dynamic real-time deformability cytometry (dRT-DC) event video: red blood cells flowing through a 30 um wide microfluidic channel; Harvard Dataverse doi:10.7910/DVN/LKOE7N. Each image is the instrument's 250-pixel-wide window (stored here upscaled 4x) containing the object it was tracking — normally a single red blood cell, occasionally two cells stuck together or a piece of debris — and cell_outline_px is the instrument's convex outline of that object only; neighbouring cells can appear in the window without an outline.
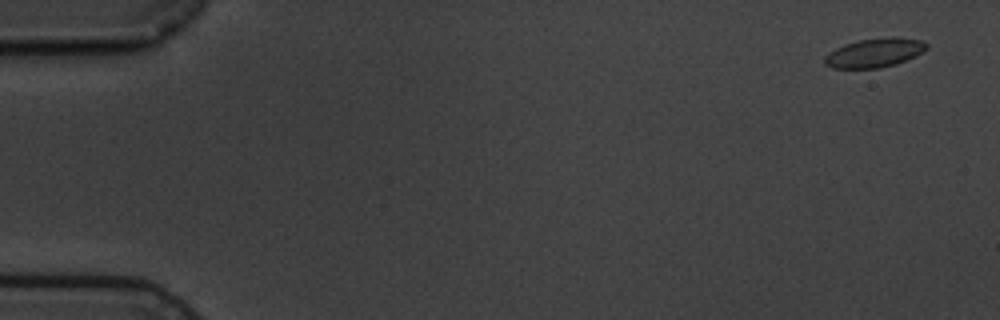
{"species": "common noctule bat (a hibernating species)", "species_latin": "Nyctalus noctula", "temperature_condition": "cold", "stored_images_in_passage": 15, "camera_frame_rate_fps": 3000, "um_per_image_px": 0.085, "animal": {"sex": "male", "body_mass_g": 19.5, "forearm_length_mm": 54.6}, "frame": {"image": 1, "passage_image": 1, "time_ms": 0.0, "image_size_px": [1000, 320], "cell_outline_px": [[928, 48], [916, 56], [896, 64], [880, 68], [832, 68], [824, 64], [824, 56], [828, 52], [844, 44], [856, 40], [892, 36], [924, 40], [928, 44]], "centroid_in_image_um": [74.34, 4.47], "position_along_channel_um": 10.7, "area_um2": 17.57}}
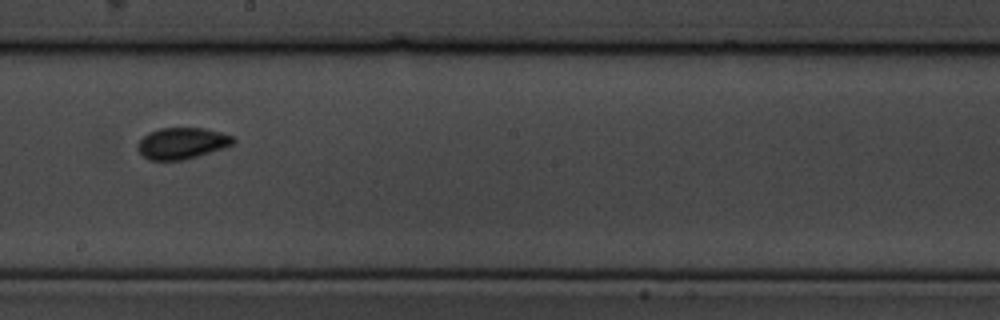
{"frame": {"image": 2, "passage_image": 9, "time_ms": 10.0, "image_size_px": [1000, 320], "cell_outline_px": [[236, 140], [232, 144], [184, 160], [148, 160], [136, 148], [136, 144], [148, 132], [160, 128], [204, 128], [220, 132], [232, 136]], "centroid_in_image_um": [15.41, 12.17], "position_along_channel_um": 232.8, "area_um2": 17.22}}
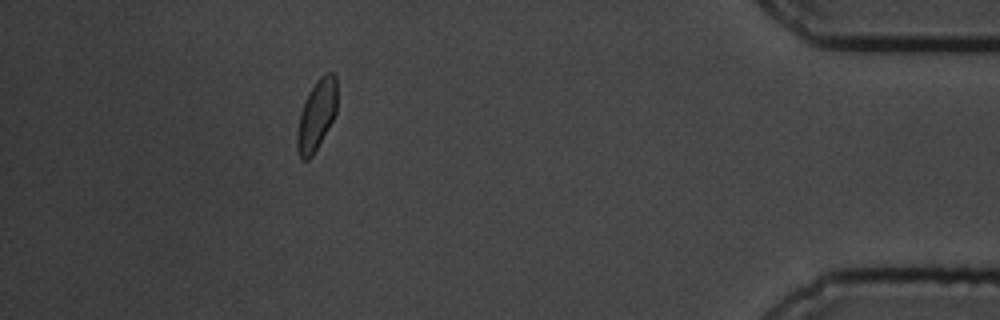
{"frame": {"image": 3, "passage_image": 14, "time_ms": 16.333, "image_size_px": [1000, 320], "cell_outline_px": [[336, 112], [328, 128], [312, 156], [308, 160], [300, 160], [296, 148], [296, 132], [300, 112], [304, 100], [308, 92], [316, 80], [320, 76], [328, 72], [332, 72], [336, 76]], "centroid_in_image_um": [26.87, 9.79], "position_along_channel_um": 408.3, "area_um2": 16.53}, "authors_computed_cell_mechanics": {"area_um2": 17.051, "velocity_mm_per_s": 3.5562, "shape_relaxation_time_tau1_ms": 1.5209, "shape_relaxation_time_tau2_ms": 2.5352, "deformation_change_tau1": 0.0525, "deformation_change_tau2": 0.024}}